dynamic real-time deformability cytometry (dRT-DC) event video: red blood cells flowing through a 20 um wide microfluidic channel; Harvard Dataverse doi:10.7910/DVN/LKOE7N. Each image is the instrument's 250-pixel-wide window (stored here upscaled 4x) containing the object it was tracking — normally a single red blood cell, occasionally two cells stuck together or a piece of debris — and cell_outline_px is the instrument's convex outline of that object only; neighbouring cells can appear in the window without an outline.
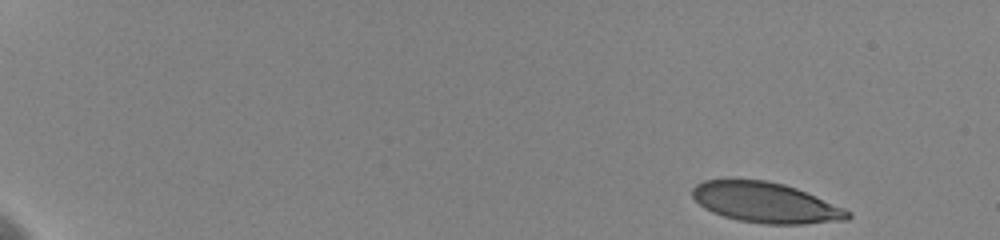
{"species": "human", "species_latin": "Homo sapiens", "temperature_condition": "cold", "stored_images_in_passage": 40, "camera_frame_rate_fps": 3000, "um_per_image_px": 0.085, "donor": {"sex": "female"}, "frame": {"image": 1, "passage_image": 1, "time_ms": 0.0, "image_size_px": [1000, 240], "cell_outline_px": [[852, 216], [848, 220], [804, 224], [764, 224], [736, 220], [712, 212], [704, 208], [692, 196], [692, 188], [696, 184], [704, 180], [764, 180], [784, 184], [796, 188], [844, 208], [852, 212]], "centroid_in_image_um": [65.09, 17.23], "position_along_channel_um": 19.9, "area_um2": 36.47}}
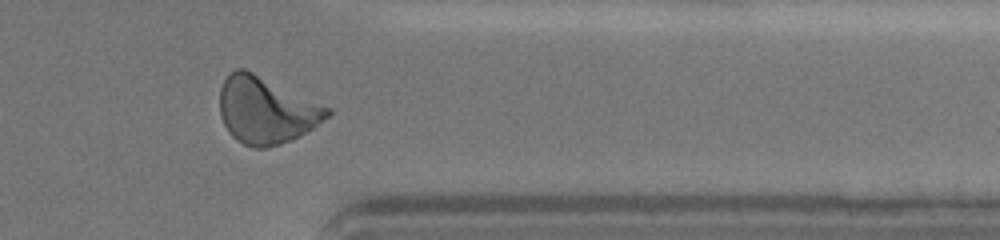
{"frame": {"image": 2, "passage_image": 31, "time_ms": 14.667, "image_size_px": [1000, 240], "cell_outline_px": [[332, 112], [328, 116], [312, 128], [300, 136], [292, 140], [268, 148], [252, 148], [236, 140], [228, 132], [220, 116], [220, 88], [228, 72], [236, 68], [244, 68], [332, 108]], "centroid_in_image_um": [22.6, 9.37], "position_along_channel_um": 388.8, "area_um2": 42.02}}
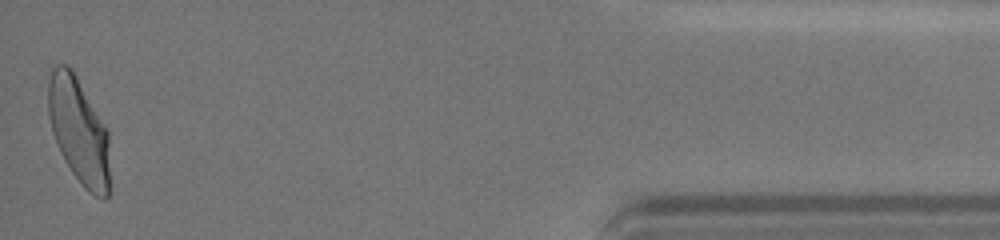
{"frame": {"image": 3, "passage_image": 40, "time_ms": 17.333, "image_size_px": [1000, 240], "cell_outline_px": [[112, 192], [104, 200], [88, 192], [84, 188], [72, 172], [64, 160], [60, 152], [52, 132], [48, 116], [48, 80], [52, 68], [56, 64], [68, 64], [72, 68], [108, 128]], "centroid_in_image_um": [6.75, 11.16], "position_along_channel_um": 428.5, "area_um2": 39.36}, "authors_computed_cell_mechanics": {"area_um2": 38.148, "velocity_mm_per_s": 3.6157, "shape_relaxation_time_tau1_ms": 4.5617, "shape_relaxation_time_tau2_ms": 0.9766, "deformation_change_tau1": 0.1807, "deformation_change_tau2": 0.0595}}